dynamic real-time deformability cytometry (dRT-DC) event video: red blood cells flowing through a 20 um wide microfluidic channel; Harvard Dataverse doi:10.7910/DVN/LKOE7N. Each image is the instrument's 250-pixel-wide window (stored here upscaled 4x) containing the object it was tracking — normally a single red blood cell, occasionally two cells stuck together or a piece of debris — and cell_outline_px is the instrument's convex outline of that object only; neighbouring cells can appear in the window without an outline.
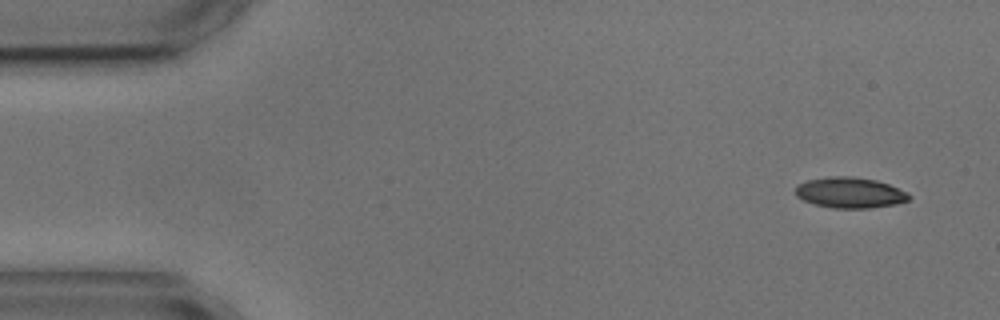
{"species": "common noctule bat (a hibernating species)", "species_latin": "Nyctalus noctula", "temperature_condition": "cold", "stored_images_in_passage": 5, "camera_frame_rate_fps": 3000, "um_per_image_px": 0.085, "animal": {"sex": "male", "body_mass_g": 17.9, "forearm_length_mm": 54.2}, "frame": {"image": 1, "passage_image": 1, "time_ms": 0.0, "image_size_px": [1000, 320], "cell_outline_px": [[912, 196], [908, 200], [896, 204], [868, 208], [832, 208], [816, 204], [804, 200], [796, 196], [796, 188], [800, 184], [808, 180], [832, 176], [852, 176], [876, 180], [888, 184], [908, 192]], "centroid_in_image_um": [72.28, 16.37], "position_along_channel_um": 12.7, "area_um2": 20.17}}
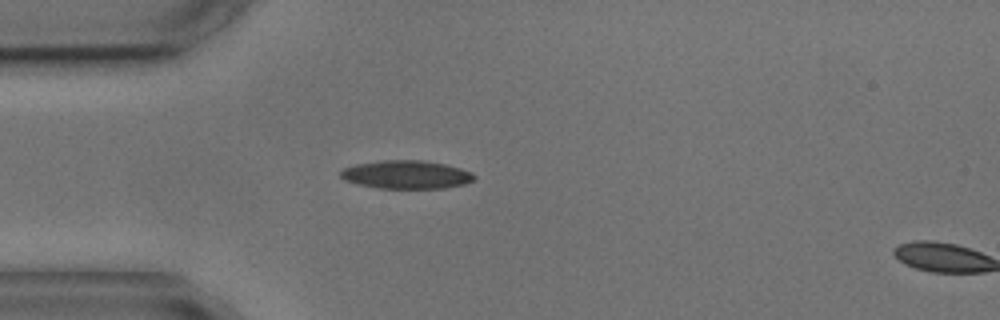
{"frame": {"image": 2, "passage_image": 4, "time_ms": 3.667, "image_size_px": [1000, 320], "cell_outline_px": [[476, 176], [472, 180], [464, 184], [444, 188], [380, 188], [356, 184], [344, 180], [340, 176], [340, 172], [344, 168], [356, 164], [380, 160], [424, 160], [444, 164], [460, 168], [472, 172]], "centroid_in_image_um": [34.52, 14.84], "position_along_channel_um": 50.5, "area_um2": 22.02}}